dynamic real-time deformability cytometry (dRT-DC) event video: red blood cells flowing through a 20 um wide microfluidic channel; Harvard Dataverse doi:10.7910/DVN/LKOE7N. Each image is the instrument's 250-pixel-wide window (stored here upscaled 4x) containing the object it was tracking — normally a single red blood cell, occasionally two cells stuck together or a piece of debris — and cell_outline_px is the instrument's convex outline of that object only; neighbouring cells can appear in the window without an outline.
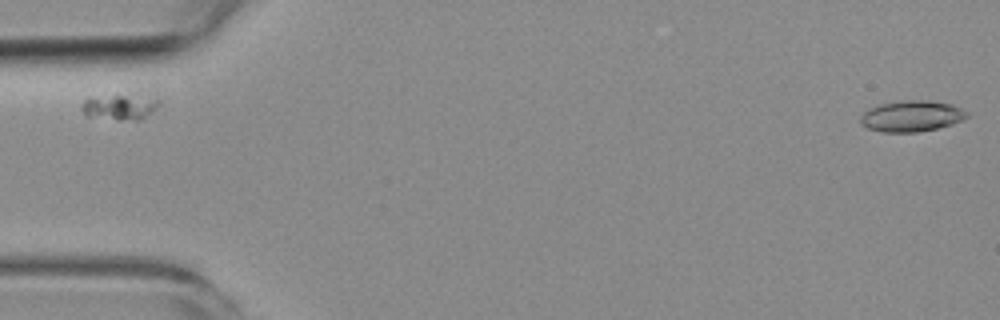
{"species": "common noctule bat (a hibernating species)", "species_latin": "Nyctalus noctula", "temperature_condition": "room temperature", "stored_images_in_passage": 2, "segment_of_instrument_passage": [2, 2], "camera_frame_rate_fps": 3000, "um_per_image_px": 0.085, "animal": {"sex": "female", "body_mass_g": 19.3, "forearm_length_mm": 54.1}, "frame": {"image": 1, "passage_image": 2, "time_ms": 1.0, "image_size_px": [1000, 320], "cell_outline_px": [[968, 116], [952, 124], [936, 128], [916, 132], [884, 132], [868, 128], [860, 124], [860, 116], [864, 112], [880, 104], [900, 100], [928, 100], [952, 104], [968, 112]], "centroid_in_image_um": [77.47, 9.86], "position_along_channel_um": 7.5, "area_um2": 19.13}}